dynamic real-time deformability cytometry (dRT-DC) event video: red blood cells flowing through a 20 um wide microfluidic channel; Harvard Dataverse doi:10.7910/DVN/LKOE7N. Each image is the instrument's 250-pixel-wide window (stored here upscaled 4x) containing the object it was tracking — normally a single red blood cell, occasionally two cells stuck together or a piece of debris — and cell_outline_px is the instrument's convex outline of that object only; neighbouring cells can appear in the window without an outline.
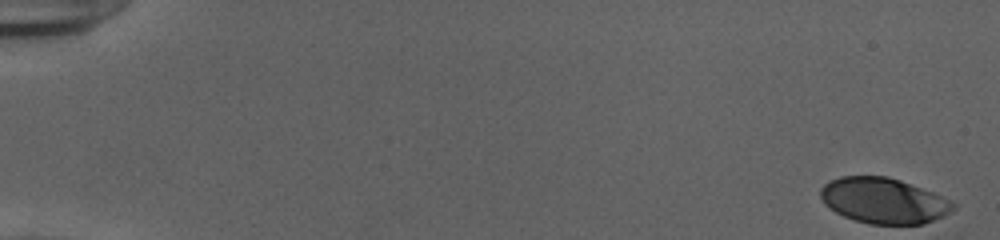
{"species": "human", "species_latin": "Homo sapiens", "temperature_condition": "cold", "stored_images_in_passage": 53, "camera_frame_rate_fps": 3000, "um_per_image_px": 0.085, "donor": {"sex": "female"}, "frame": {"image": 1, "passage_image": 1, "time_ms": 0.0, "image_size_px": [1000, 240], "cell_outline_px": [[956, 208], [952, 212], [944, 216], [924, 224], [868, 224], [844, 216], [828, 208], [824, 204], [820, 196], [820, 188], [828, 180], [840, 176], [888, 176], [900, 180], [932, 192], [952, 200], [956, 204]], "centroid_in_image_um": [75.11, 17.05], "position_along_channel_um": 9.9, "area_um2": 35.55}}
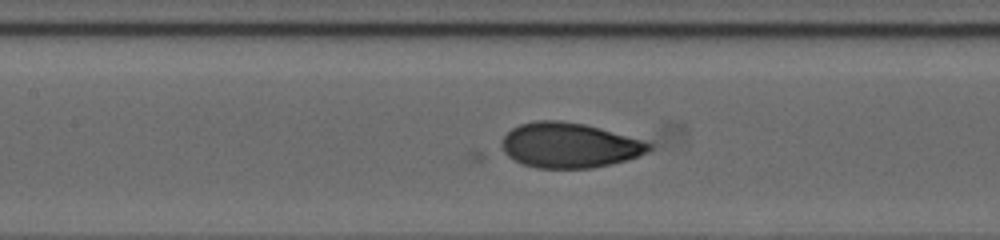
{"frame": {"image": 2, "passage_image": 26, "time_ms": 8.333, "image_size_px": [1000, 240], "cell_outline_px": [[652, 148], [648, 152], [628, 160], [612, 164], [592, 168], [536, 168], [524, 164], [508, 156], [504, 152], [500, 140], [512, 128], [520, 124], [536, 120], [560, 120], [584, 124], [600, 128], [644, 140], [652, 144]], "centroid_in_image_um": [48.41, 12.35], "position_along_channel_um": 159.0, "area_um2": 38.78}}
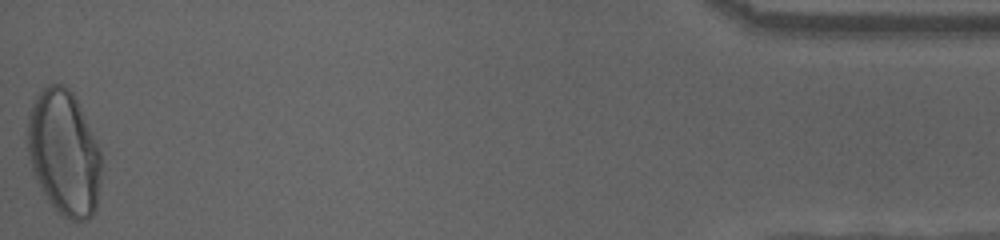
{"frame": {"image": 3, "passage_image": 53, "time_ms": 17.333, "image_size_px": [1000, 240], "cell_outline_px": [[100, 184], [96, 208], [92, 216], [88, 220], [76, 224], [68, 220], [48, 200], [40, 188], [32, 172], [28, 152], [28, 112], [36, 96], [48, 84], [64, 84], [76, 96], [100, 148]], "centroid_in_image_um": [5.45, 13.0], "position_along_channel_um": 429.7, "area_um2": 54.33}, "authors_computed_cell_mechanics": {"area_um2": 38.148, "velocity_mm_per_s": 3.9205, "shape_relaxation_time_tau1_ms": 6.8859, "shape_relaxation_time_tau2_ms": null, "deformation_change_tau1": 0.2574, "deformation_change_tau2": null}}